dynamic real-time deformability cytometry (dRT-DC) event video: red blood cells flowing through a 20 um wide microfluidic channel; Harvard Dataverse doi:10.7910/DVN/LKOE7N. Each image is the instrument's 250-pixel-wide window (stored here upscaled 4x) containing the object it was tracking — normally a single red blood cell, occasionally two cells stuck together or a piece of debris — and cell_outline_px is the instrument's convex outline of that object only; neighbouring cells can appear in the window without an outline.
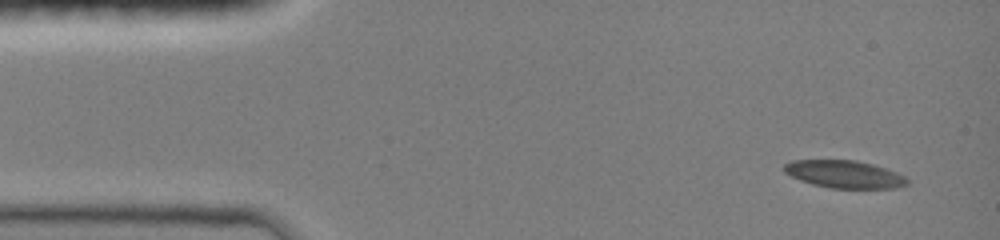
{"species": "common noctule bat (a hibernating species)", "species_latin": "Nyctalus noctula", "temperature_condition": "room temperature", "stored_images_in_passage": 5, "camera_frame_rate_fps": 3000, "um_per_image_px": 0.085, "animal": {"sex": "female", "body_mass_g": 19.0, "forearm_length_mm": 51.5}, "frame": {"image": 1, "passage_image": 1, "time_ms": 0.0, "image_size_px": [1000, 240], "cell_outline_px": [[908, 184], [892, 188], [832, 188], [812, 184], [800, 180], [784, 172], [784, 164], [792, 160], [856, 160], [872, 164], [896, 172], [904, 176], [908, 180]], "centroid_in_image_um": [71.75, 14.8], "position_along_channel_um": 13.2, "area_um2": 19.59}}
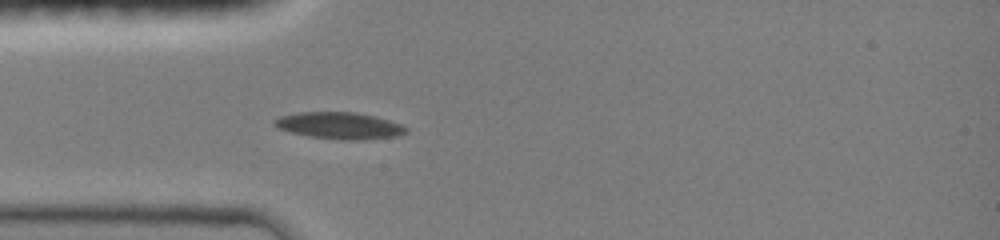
{"frame": {"image": 2, "passage_image": 5, "time_ms": 3.333, "image_size_px": [1000, 240], "cell_outline_px": [[408, 132], [396, 136], [364, 140], [340, 140], [308, 136], [292, 132], [280, 128], [272, 124], [272, 120], [280, 116], [296, 112], [356, 112], [388, 120], [400, 124], [408, 128]], "centroid_in_image_um": [28.84, 10.68], "position_along_channel_um": 56.2, "area_um2": 20.52}}